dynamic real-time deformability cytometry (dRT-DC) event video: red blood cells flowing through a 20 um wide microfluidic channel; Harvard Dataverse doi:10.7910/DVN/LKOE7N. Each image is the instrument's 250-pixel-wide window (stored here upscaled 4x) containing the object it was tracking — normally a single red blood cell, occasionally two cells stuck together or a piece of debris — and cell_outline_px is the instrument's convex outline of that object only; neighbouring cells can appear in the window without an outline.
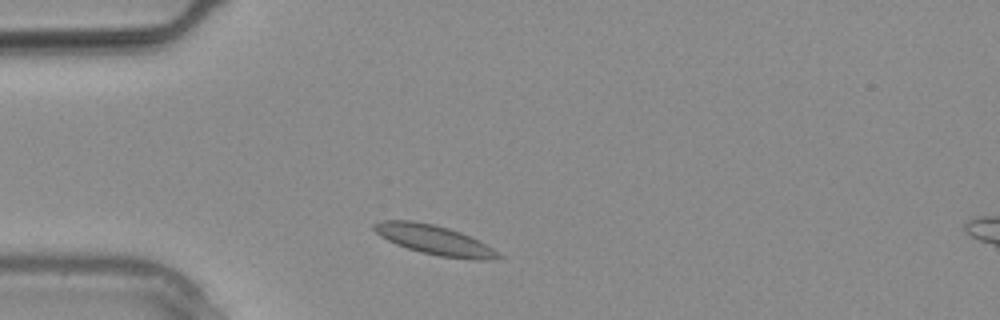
{"species": "common noctule bat (a hibernating species)", "species_latin": "Nyctalus noctula", "temperature_condition": "warm", "stored_images_in_passage": 16, "camera_frame_rate_fps": 3000, "um_per_image_px": 0.085, "animal": {"sex": "male", "body_mass_g": 20.4}, "frame": {"image": 1, "passage_image": 3, "time_ms": 0.667, "image_size_px": [1000, 320], "cell_outline_px": [[504, 256], [484, 260], [476, 260], [440, 256], [420, 252], [396, 244], [380, 236], [372, 228], [372, 224], [380, 220], [412, 220], [432, 224], [448, 228], [460, 232], [492, 248]], "centroid_in_image_um": [36.86, 20.38], "position_along_channel_um": 48.1, "area_um2": 21.1}}